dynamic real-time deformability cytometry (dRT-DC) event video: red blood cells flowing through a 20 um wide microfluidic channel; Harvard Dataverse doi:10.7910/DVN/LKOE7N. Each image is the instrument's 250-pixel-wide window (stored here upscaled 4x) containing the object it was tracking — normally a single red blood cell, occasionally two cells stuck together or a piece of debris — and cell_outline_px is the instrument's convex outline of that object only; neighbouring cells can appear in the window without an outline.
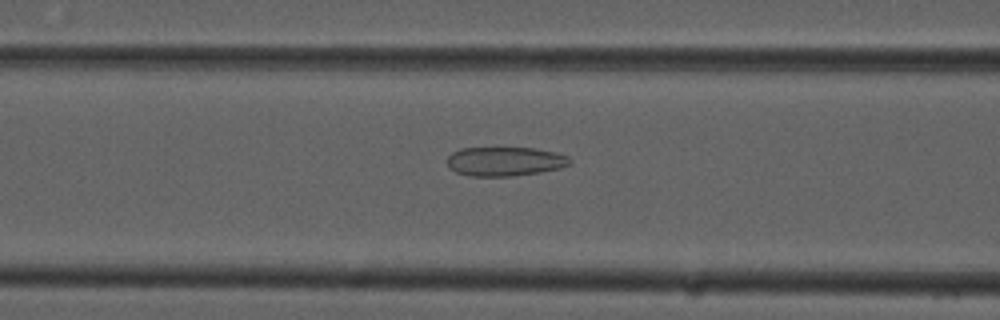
{"species": "common noctule bat (a hibernating species)", "species_latin": "Nyctalus noctula", "temperature_condition": "cold", "stored_images_in_passage": 40, "camera_frame_rate_fps": 3000, "um_per_image_px": 0.085, "animal": {"sex": "male", "forearm_length_mm": 52.5}, "frame": {"image": 1, "passage_image": 8, "time_ms": 2.333, "image_size_px": [1000, 320], "cell_outline_px": [[572, 164], [560, 168], [540, 172], [512, 176], [472, 176], [456, 172], [448, 168], [448, 156], [452, 152], [460, 148], [532, 148], [556, 152], [568, 156], [572, 160]], "centroid_in_image_um": [42.93, 13.72], "position_along_channel_um": 123.7, "area_um2": 20.92}}
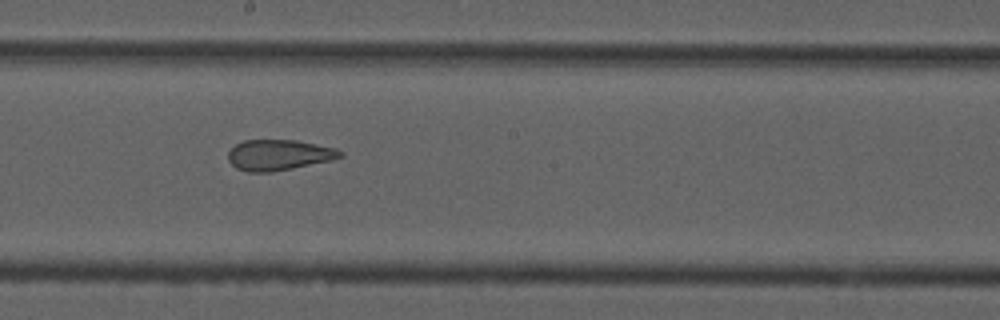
{"frame": {"image": 2, "passage_image": 16, "time_ms": 5.0, "image_size_px": [1000, 320], "cell_outline_px": [[344, 156], [332, 160], [272, 172], [248, 172], [236, 168], [228, 160], [228, 152], [236, 144], [244, 140], [296, 140], [336, 148], [344, 152]], "centroid_in_image_um": [23.71, 13.17], "position_along_channel_um": 224.5, "area_um2": 20.06}}
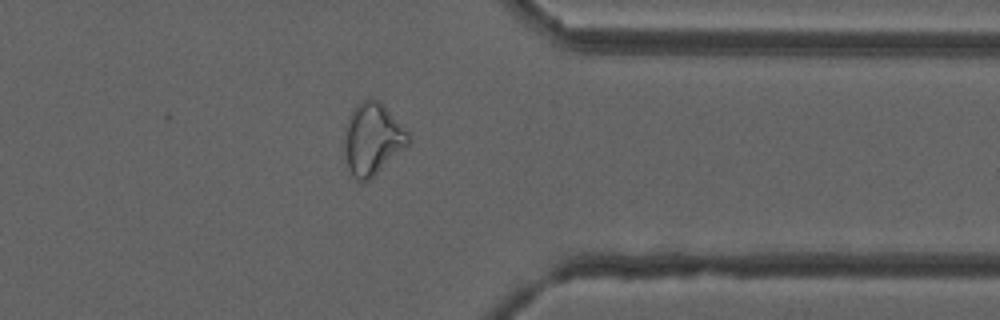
{"frame": {"image": 3, "passage_image": 29, "time_ms": 9.333, "image_size_px": [1000, 320], "cell_outline_px": [[412, 140], [408, 144], [364, 184], [356, 180], [352, 176], [348, 168], [344, 156], [344, 124], [348, 116], [356, 104], [364, 100], [380, 100], [384, 104], [412, 136]], "centroid_in_image_um": [31.63, 11.81], "position_along_channel_um": 379.8, "area_um2": 27.05}, "authors_computed_cell_mechanics": {"area_um2": 22.5709, "velocity_mm_per_s": 3.7829, "shape_relaxation_time_tau1_ms": null, "shape_relaxation_time_tau2_ms": 1.6531, "deformation_change_tau1": null, "deformation_change_tau2": 0.0815}}